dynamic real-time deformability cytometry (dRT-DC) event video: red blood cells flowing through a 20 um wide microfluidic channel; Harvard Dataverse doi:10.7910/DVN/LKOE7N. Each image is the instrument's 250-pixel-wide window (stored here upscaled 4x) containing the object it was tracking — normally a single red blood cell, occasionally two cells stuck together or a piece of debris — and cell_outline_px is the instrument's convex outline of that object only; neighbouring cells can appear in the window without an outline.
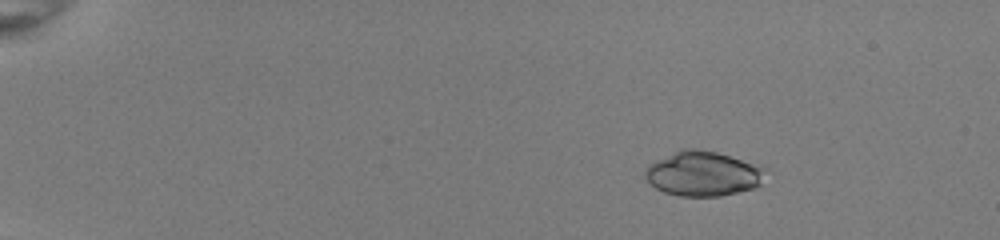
{"species": "common noctule bat (a hibernating species)", "species_latin": "Nyctalus noctula", "temperature_condition": "room temperature", "stored_images_in_passage": 53, "camera_frame_rate_fps": 3000, "um_per_image_px": 0.085, "animal": {"sex": "female", "body_mass_g": 22.0, "forearm_length_mm": 56.7}, "frame": {"image": 1, "passage_image": 9, "time_ms": 2.667, "image_size_px": [1000, 240], "cell_outline_px": [[768, 168], [760, 184], [756, 188], [720, 196], [680, 196], [664, 192], [648, 184], [644, 176], [644, 172], [648, 164], [680, 148], [696, 148], [716, 152], [760, 164]], "centroid_in_image_um": [59.76, 14.75], "position_along_channel_um": 25.2, "area_um2": 31.96}}